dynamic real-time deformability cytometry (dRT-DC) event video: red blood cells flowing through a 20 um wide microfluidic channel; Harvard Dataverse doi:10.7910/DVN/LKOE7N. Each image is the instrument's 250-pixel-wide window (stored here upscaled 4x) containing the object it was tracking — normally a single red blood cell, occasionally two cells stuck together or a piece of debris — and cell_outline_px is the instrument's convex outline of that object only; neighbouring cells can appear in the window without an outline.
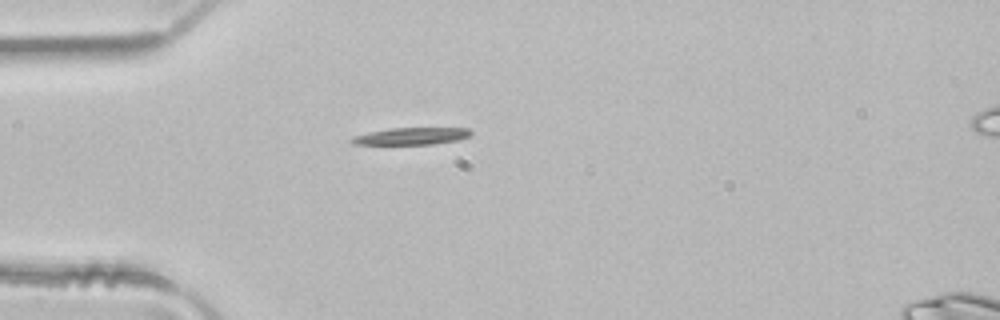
{"species": "common noctule bat (a hibernating species)", "species_latin": "Nyctalus noctula", "temperature_condition": "room temperature", "stored_images_in_passage": 4, "camera_frame_rate_fps": 3000, "um_per_image_px": 0.085, "animal": {"sex": "male", "body_mass_g": 21.5, "forearm_length_mm": 52.0}, "frame": {"image": 1, "passage_image": 4, "time_ms": 1.0, "image_size_px": [1000, 320], "cell_outline_px": [[472, 132], [468, 136], [460, 140], [432, 144], [352, 144], [348, 140], [352, 136], [368, 132], [392, 128], [468, 128]], "centroid_in_image_um": [34.93, 11.57], "position_along_channel_um": 50.1, "area_um2": 11.85}}